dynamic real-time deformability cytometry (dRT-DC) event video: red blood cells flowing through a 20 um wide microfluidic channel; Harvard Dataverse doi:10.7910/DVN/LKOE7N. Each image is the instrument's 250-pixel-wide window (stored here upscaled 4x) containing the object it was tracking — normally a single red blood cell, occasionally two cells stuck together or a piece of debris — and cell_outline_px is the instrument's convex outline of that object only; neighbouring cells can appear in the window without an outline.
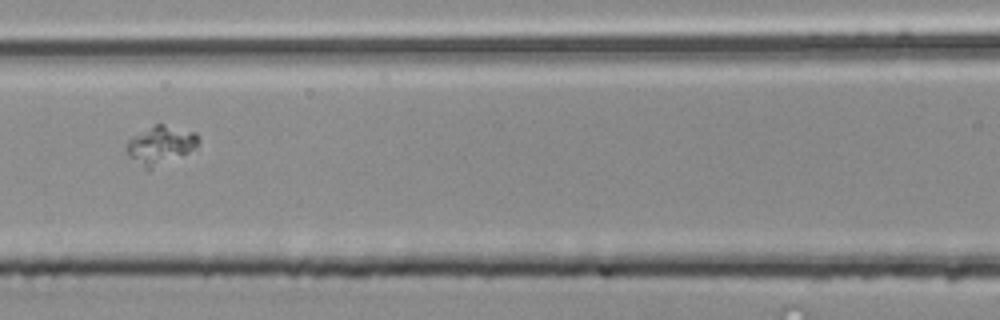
{"species": "common noctule bat (a hibernating species)", "species_latin": "Nyctalus noctula", "temperature_condition": "room temperature", "stored_images_in_passage": 6, "segment_of_instrument_passage": [2, 2], "camera_frame_rate_fps": 3000, "um_per_image_px": 0.085, "animal": {"sex": "male", "body_mass_g": 20.4}, "frame": {"image": 1, "passage_image": 5, "time_ms": 1.333, "image_size_px": [1000, 320], "cell_outline_px": [[200, 144], [188, 152], [148, 172], [128, 156], [128, 140], [132, 136], [156, 124], [164, 124], [196, 132], [200, 140]], "centroid_in_image_um": [13.66, 12.35], "position_along_channel_um": 152.9, "area_um2": 16.13}}